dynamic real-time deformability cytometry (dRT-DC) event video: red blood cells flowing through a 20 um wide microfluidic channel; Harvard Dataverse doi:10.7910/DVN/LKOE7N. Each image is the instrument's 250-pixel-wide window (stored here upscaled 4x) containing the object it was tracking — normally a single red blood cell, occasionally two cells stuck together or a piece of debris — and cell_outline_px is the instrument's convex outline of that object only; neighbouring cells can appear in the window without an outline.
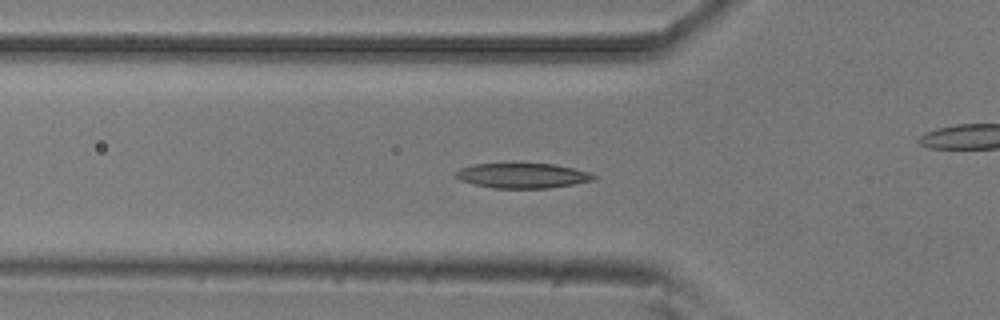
{"species": "common noctule bat (a hibernating species)", "species_latin": "Nyctalus noctula", "temperature_condition": "room temperature", "stored_images_in_passage": 53, "camera_frame_rate_fps": 3000, "um_per_image_px": 0.085, "animal": {"sex": "male", "body_mass_g": 20.5, "forearm_length_mm": 52.5}, "frame": {"image": 1, "passage_image": 17, "time_ms": 5.333, "image_size_px": [1000, 320], "cell_outline_px": [[596, 180], [548, 188], [492, 188], [472, 184], [460, 180], [456, 176], [456, 172], [460, 168], [472, 164], [504, 160], [556, 164], [588, 172], [596, 176]], "centroid_in_image_um": [44.34, 14.87], "position_along_channel_um": 81.5, "area_um2": 21.15}}
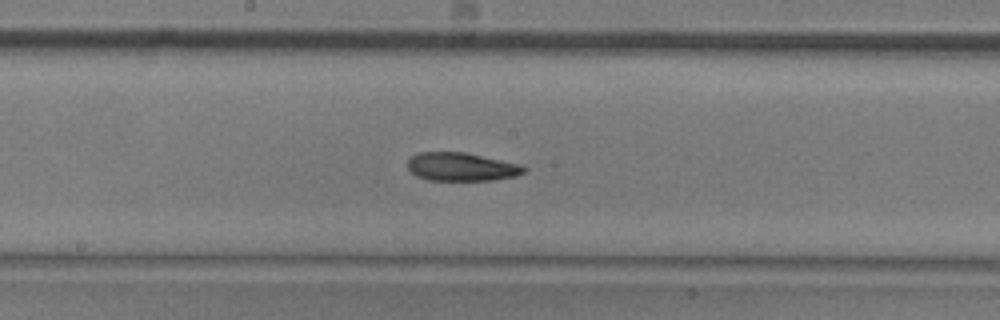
{"frame": {"image": 2, "passage_image": 27, "time_ms": 8.667, "image_size_px": [1000, 320], "cell_outline_px": [[528, 168], [524, 172], [516, 176], [492, 180], [428, 180], [416, 176], [408, 168], [408, 160], [416, 152], [464, 152], [520, 164]], "centroid_in_image_um": [39.22, 14.18], "position_along_channel_um": 209.0, "area_um2": 19.19}}
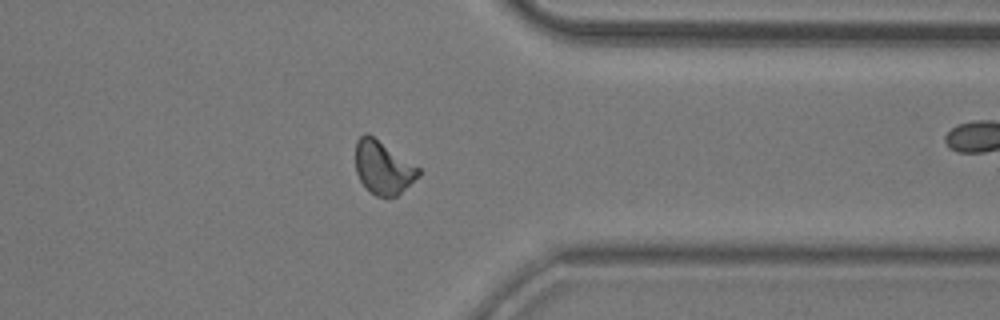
{"frame": {"image": 3, "passage_image": 41, "time_ms": 13.333, "image_size_px": [1000, 320], "cell_outline_px": [[420, 176], [396, 196], [376, 196], [360, 180], [356, 172], [356, 140], [364, 132], [368, 132], [420, 168]], "centroid_in_image_um": [32.56, 14.21], "position_along_channel_um": 378.8, "area_um2": 19.36}, "authors_computed_cell_mechanics": {"area_um2": 19.5942, "velocity_mm_per_s": 3.8008, "shape_relaxation_time_tau1_ms": null, "shape_relaxation_time_tau2_ms": 3.0272, "deformation_change_tau1": null, "deformation_change_tau2": 0.0874}}